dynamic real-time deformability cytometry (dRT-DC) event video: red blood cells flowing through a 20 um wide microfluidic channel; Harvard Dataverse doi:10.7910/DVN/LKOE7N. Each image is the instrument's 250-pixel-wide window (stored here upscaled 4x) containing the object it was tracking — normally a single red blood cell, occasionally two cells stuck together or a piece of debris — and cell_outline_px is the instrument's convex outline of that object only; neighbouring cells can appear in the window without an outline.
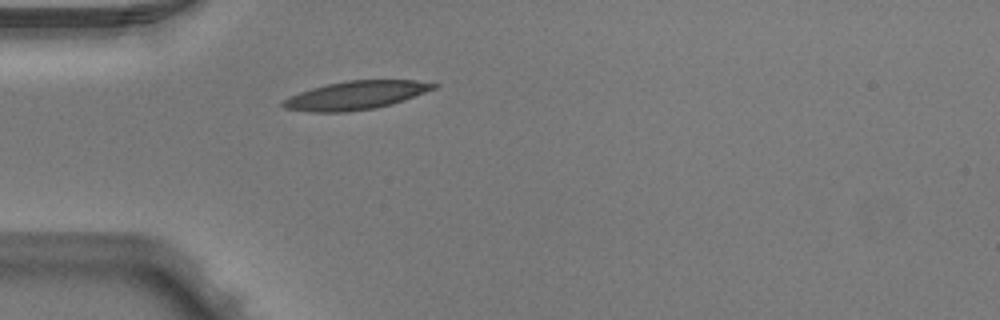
{"species": "Egyptian fruit bat (a non-hibernating species)", "species_latin": "Rousettus aegyptiacus", "temperature_condition": "warm", "stored_images_in_passage": 3, "camera_frame_rate_fps": 3000, "um_per_image_px": 0.085, "animal": {"sex": "male"}, "frame": {"image": 1, "passage_image": 3, "time_ms": 0.667, "image_size_px": [1000, 320], "cell_outline_px": [[440, 84], [436, 88], [404, 100], [392, 104], [372, 108], [344, 112], [308, 112], [284, 108], [280, 104], [280, 100], [300, 92], [312, 88], [328, 84], [348, 80], [416, 80]], "centroid_in_image_um": [30.22, 8.1], "position_along_channel_um": 54.8, "area_um2": 24.91}}